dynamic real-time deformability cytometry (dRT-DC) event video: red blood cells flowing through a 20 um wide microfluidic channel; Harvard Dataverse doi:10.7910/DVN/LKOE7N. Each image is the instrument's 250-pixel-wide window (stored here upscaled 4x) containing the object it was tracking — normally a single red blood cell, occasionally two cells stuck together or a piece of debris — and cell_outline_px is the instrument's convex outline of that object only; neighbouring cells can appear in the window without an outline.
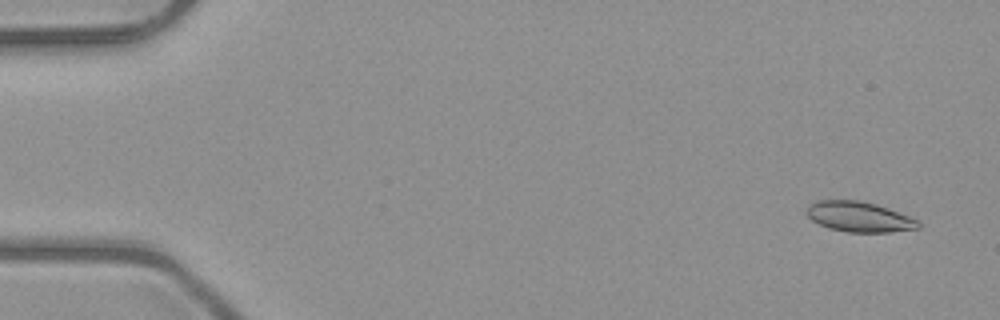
{"species": "common noctule bat (a hibernating species)", "species_latin": "Nyctalus noctula", "temperature_condition": "room temperature", "stored_images_in_passage": 52, "camera_frame_rate_fps": 3000, "um_per_image_px": 0.085, "animal": {"sex": "male", "body_mass_g": 23.1, "forearm_length_mm": 52.7}, "frame": {"image": 1, "passage_image": 3, "time_ms": 0.667, "image_size_px": [1000, 320], "cell_outline_px": [[920, 228], [888, 232], [848, 232], [828, 228], [812, 220], [804, 212], [808, 204], [816, 200], [860, 200], [876, 204], [888, 208], [908, 216], [916, 220], [920, 224]], "centroid_in_image_um": [72.97, 18.42], "position_along_channel_um": 12.0, "area_um2": 19.71}}
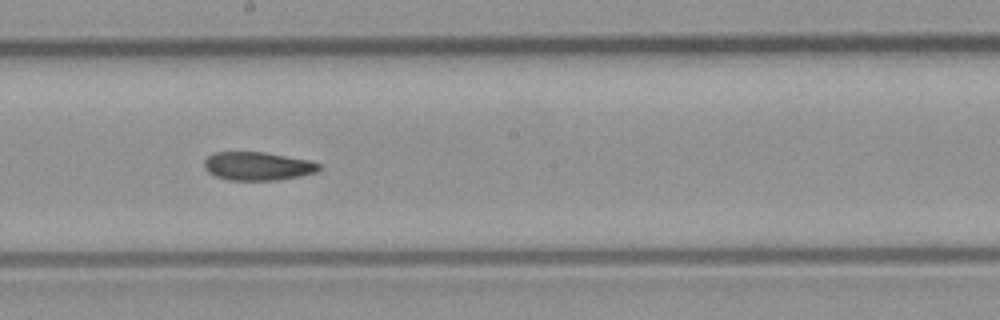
{"frame": {"image": 2, "passage_image": 29, "time_ms": 9.333, "image_size_px": [1000, 320], "cell_outline_px": [[320, 168], [316, 172], [300, 176], [280, 180], [228, 180], [216, 176], [208, 172], [204, 168], [204, 160], [212, 152], [264, 152], [312, 160], [320, 164]], "centroid_in_image_um": [21.9, 14.12], "position_along_channel_um": 226.3, "area_um2": 19.19}}
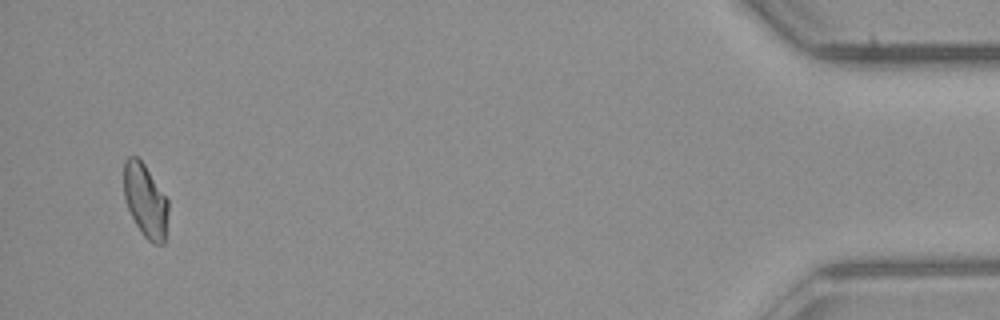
{"frame": {"image": 3, "passage_image": 50, "time_ms": 16.333, "image_size_px": [1000, 320], "cell_outline_px": [[168, 212], [164, 244], [152, 244], [144, 236], [136, 224], [128, 208], [124, 196], [124, 160], [128, 156], [136, 156], [144, 164], [168, 200]], "centroid_in_image_um": [12.36, 17.05], "position_along_channel_um": 422.8, "area_um2": 18.84}, "authors_computed_cell_mechanics": {"area_um2": 19.5364, "velocity_mm_per_s": 4.0227, "shape_relaxation_time_tau1_ms": null, "shape_relaxation_time_tau2_ms": 10.9298, "deformation_change_tau1": null, "deformation_change_tau2": 0.1414}}